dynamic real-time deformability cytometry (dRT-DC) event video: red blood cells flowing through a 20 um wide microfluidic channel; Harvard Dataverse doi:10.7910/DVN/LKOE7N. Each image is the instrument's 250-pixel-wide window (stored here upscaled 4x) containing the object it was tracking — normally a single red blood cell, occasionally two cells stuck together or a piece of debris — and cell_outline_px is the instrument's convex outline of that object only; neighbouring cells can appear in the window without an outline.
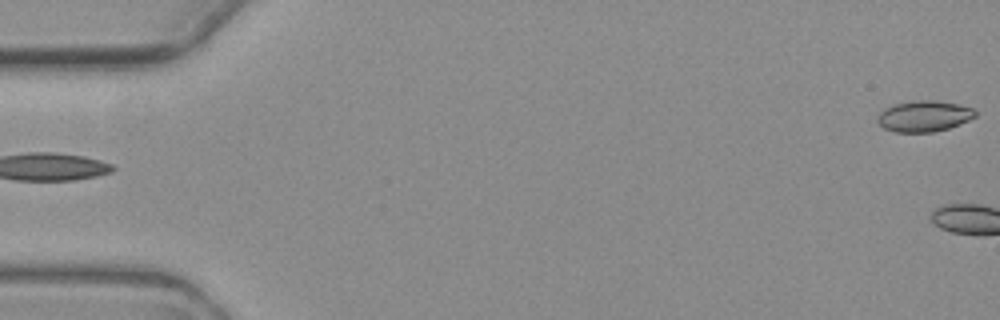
{"species": "common noctule bat (a hibernating species)", "species_latin": "Nyctalus noctula", "temperature_condition": "warm", "stored_images_in_passage": 2, "segment_of_instrument_passage": [2, 2], "camera_frame_rate_fps": 3000, "um_per_image_px": 0.085, "animal": {"sex": "female", "body_mass_g": 19.3, "forearm_length_mm": 54.1}, "frame": {"image": 1, "passage_image": 2, "time_ms": 1.333, "image_size_px": [1000, 320], "cell_outline_px": [[976, 116], [960, 124], [948, 128], [932, 132], [896, 132], [884, 128], [876, 120], [876, 116], [884, 108], [896, 104], [912, 100], [932, 100], [956, 104], [972, 108], [976, 112]], "centroid_in_image_um": [78.51, 9.87], "position_along_channel_um": 6.5, "area_um2": 17.57}}